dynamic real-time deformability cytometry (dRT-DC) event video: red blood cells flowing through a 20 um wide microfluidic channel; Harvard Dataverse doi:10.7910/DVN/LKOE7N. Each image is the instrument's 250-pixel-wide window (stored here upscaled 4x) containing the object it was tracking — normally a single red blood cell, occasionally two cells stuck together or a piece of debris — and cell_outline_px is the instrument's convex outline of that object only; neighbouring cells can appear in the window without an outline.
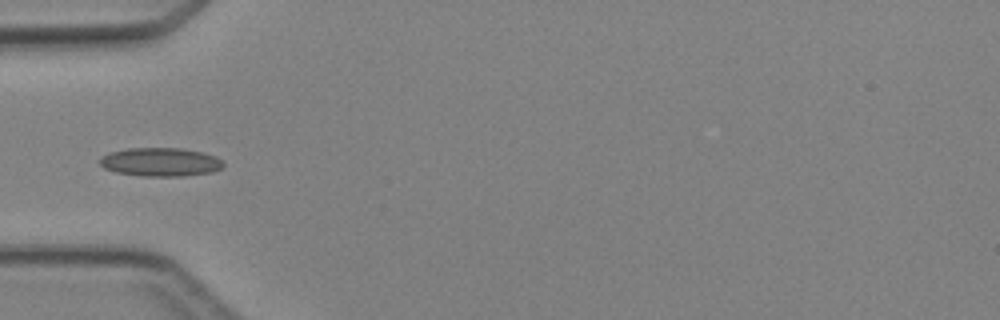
{"species": "Egyptian fruit bat (a non-hibernating species)", "species_latin": "Rousettus aegyptiacus", "temperature_condition": "cold", "stored_images_in_passage": 5, "camera_frame_rate_fps": 3000, "um_per_image_px": 0.085, "animal": {"sex": "female"}, "frame": {"image": 1, "passage_image": 4, "time_ms": 3.667, "image_size_px": [1000, 320], "cell_outline_px": [[224, 164], [220, 168], [212, 172], [184, 176], [140, 176], [116, 172], [104, 168], [100, 164], [100, 156], [108, 152], [128, 148], [180, 148], [204, 152], [216, 156]], "centroid_in_image_um": [13.61, 13.76], "position_along_channel_um": 71.4, "area_um2": 20.69}}
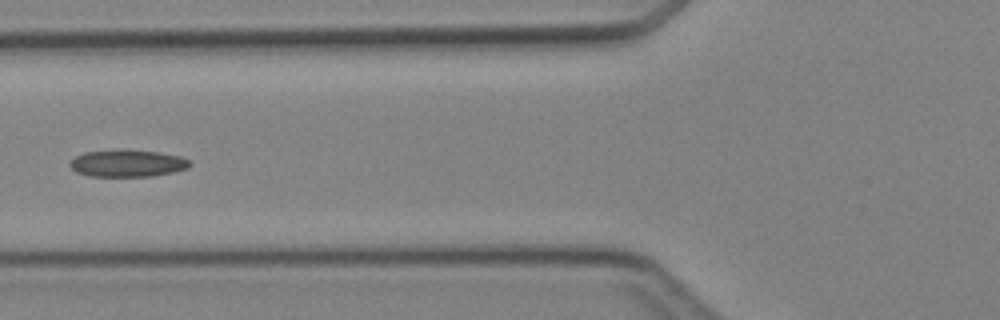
{"frame": {"image": 2, "passage_image": 5, "time_ms": 4.667, "image_size_px": [1000, 320], "cell_outline_px": [[192, 164], [188, 168], [172, 172], [152, 176], [88, 176], [76, 172], [68, 164], [76, 156], [84, 152], [160, 152], [180, 156], [188, 160]], "centroid_in_image_um": [10.85, 13.92], "position_along_channel_um": 115.0, "area_um2": 18.09}}